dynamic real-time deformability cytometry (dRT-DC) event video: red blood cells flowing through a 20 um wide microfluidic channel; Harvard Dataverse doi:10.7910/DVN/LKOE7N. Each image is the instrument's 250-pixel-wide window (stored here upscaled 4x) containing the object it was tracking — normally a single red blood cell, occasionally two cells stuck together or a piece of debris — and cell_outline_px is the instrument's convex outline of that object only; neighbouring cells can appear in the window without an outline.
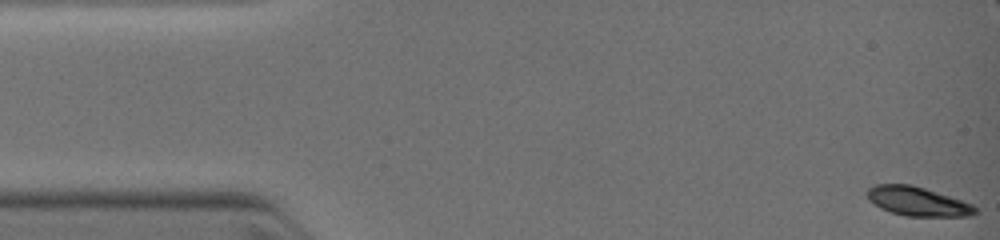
{"species": "common noctule bat (a hibernating species)", "species_latin": "Nyctalus noctula", "temperature_condition": "warm", "stored_images_in_passage": 34, "camera_frame_rate_fps": 3000, "um_per_image_px": 0.085, "animal": {"sex": "female", "body_mass_g": 19.0, "forearm_length_mm": 51.5}, "frame": {"image": 1, "passage_image": 1, "time_ms": 0.0, "image_size_px": [1000, 240], "cell_outline_px": [[980, 212], [968, 216], [904, 216], [880, 208], [868, 200], [868, 188], [876, 184], [912, 184], [972, 204]], "centroid_in_image_um": [77.98, 17.12], "position_along_channel_um": 7.0, "area_um2": 18.15}}
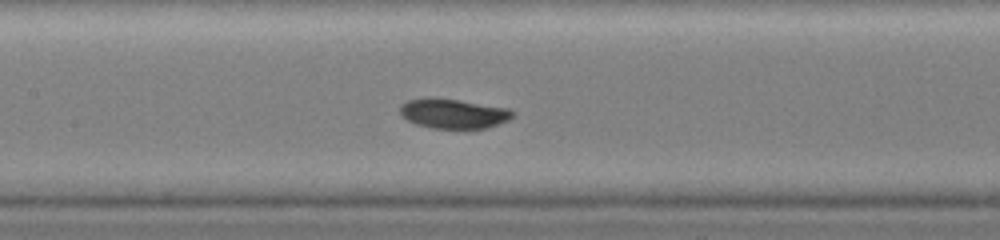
{"frame": {"image": 2, "passage_image": 15, "time_ms": 5.667, "image_size_px": [1000, 240], "cell_outline_px": [[516, 112], [508, 120], [488, 128], [432, 128], [416, 124], [400, 116], [400, 108], [408, 100], [460, 100], [512, 108]], "centroid_in_image_um": [38.64, 9.68], "position_along_channel_um": 168.8, "area_um2": 19.02}}
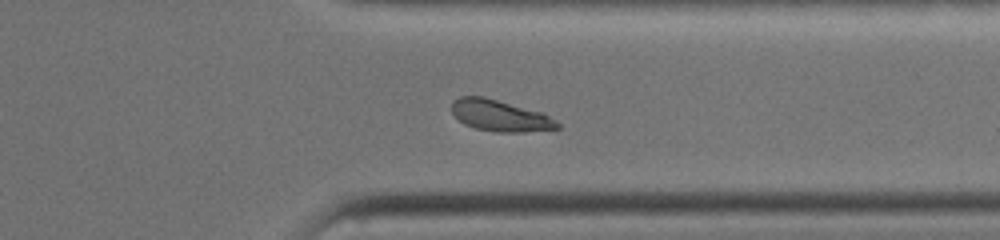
{"frame": {"image": 3, "passage_image": 28, "time_ms": 9.667, "image_size_px": [1000, 240], "cell_outline_px": [[560, 128], [524, 132], [496, 132], [476, 128], [464, 124], [452, 112], [452, 100], [460, 96], [484, 96], [544, 112], [556, 120], [560, 124]], "centroid_in_image_um": [42.53, 9.82], "position_along_channel_um": 368.9, "area_um2": 19.48}}